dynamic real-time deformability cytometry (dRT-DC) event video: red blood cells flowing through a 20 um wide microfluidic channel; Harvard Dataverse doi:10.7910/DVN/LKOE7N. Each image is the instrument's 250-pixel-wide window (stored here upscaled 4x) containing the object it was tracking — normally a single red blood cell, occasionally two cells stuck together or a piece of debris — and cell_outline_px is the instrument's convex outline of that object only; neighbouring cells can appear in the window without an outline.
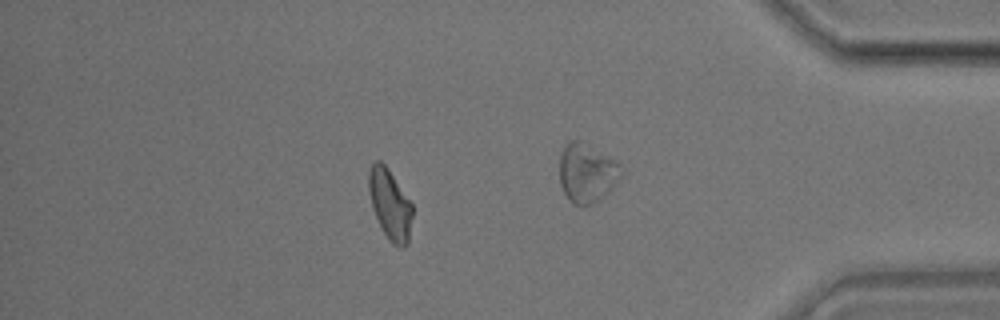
{"species": "common noctule bat (a hibernating species)", "species_latin": "Nyctalus noctula", "temperature_condition": "room temperature", "stored_images_in_passage": 33, "camera_frame_rate_fps": 3000, "um_per_image_px": 0.085, "animal": {"sex": "male", "body_mass_g": 17.9}, "frame": {"image": 1, "passage_image": 28, "time_ms": 9.0, "image_size_px": [1000, 320], "cell_outline_px": [[412, 216], [408, 244], [400, 248], [392, 244], [388, 240], [372, 208], [368, 192], [368, 168], [376, 160], [380, 160], [388, 168], [412, 204]], "centroid_in_image_um": [33.13, 17.36], "position_along_channel_um": 402.1, "area_um2": 17.92}}